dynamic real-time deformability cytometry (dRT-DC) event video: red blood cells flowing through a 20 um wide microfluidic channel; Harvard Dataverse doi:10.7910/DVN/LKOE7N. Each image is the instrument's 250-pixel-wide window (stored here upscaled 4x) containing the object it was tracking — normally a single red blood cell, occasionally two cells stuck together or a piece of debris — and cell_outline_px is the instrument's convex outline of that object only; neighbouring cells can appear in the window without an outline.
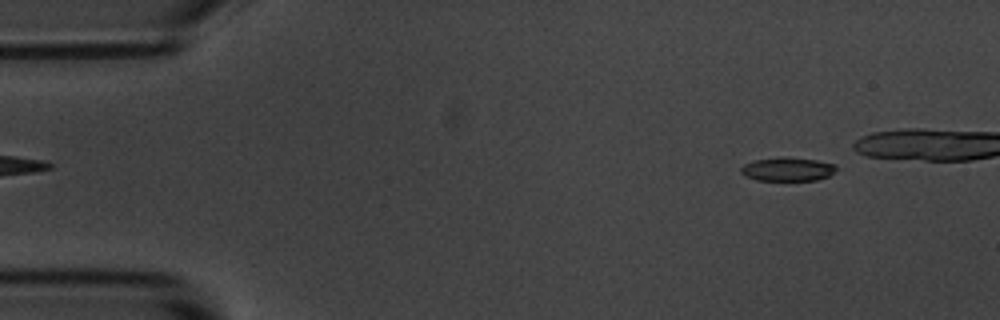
{"species": "common noctule bat (a hibernating species)", "species_latin": "Nyctalus noctula", "temperature_condition": "room temperature", "stored_images_in_passage": 43, "camera_frame_rate_fps": 3000, "um_per_image_px": 0.085, "animal": {"sex": "male", "body_mass_g": 20.1, "forearm_length_mm": 53.5}, "frame": {"image": 1, "passage_image": 5, "time_ms": 1.333, "image_size_px": [1000, 320], "cell_outline_px": [[836, 168], [828, 176], [816, 180], [756, 180], [744, 176], [740, 172], [740, 168], [744, 164], [752, 160], [780, 156], [788, 156], [816, 160], [836, 164]], "centroid_in_image_um": [66.88, 14.36], "position_along_channel_um": 18.1, "area_um2": 13.35}}
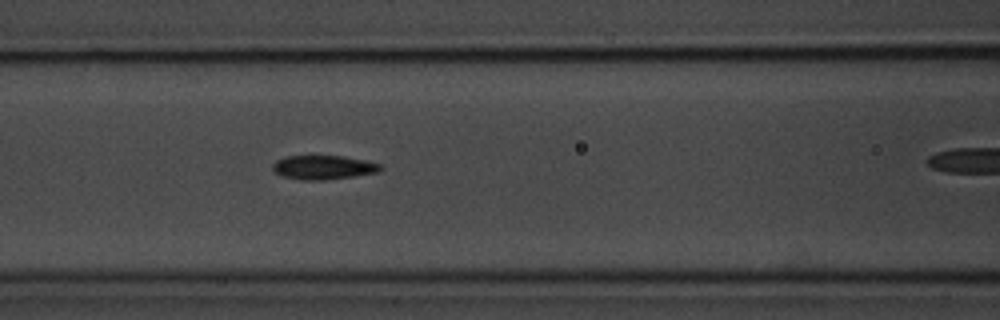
{"frame": {"image": 2, "passage_image": 22, "time_ms": 7.0, "image_size_px": [1000, 320], "cell_outline_px": [[384, 168], [380, 172], [324, 180], [300, 180], [280, 176], [272, 168], [272, 164], [276, 160], [284, 156], [344, 156], [364, 160], [380, 164]], "centroid_in_image_um": [27.47, 14.23], "position_along_channel_um": 139.1, "area_um2": 15.2}}
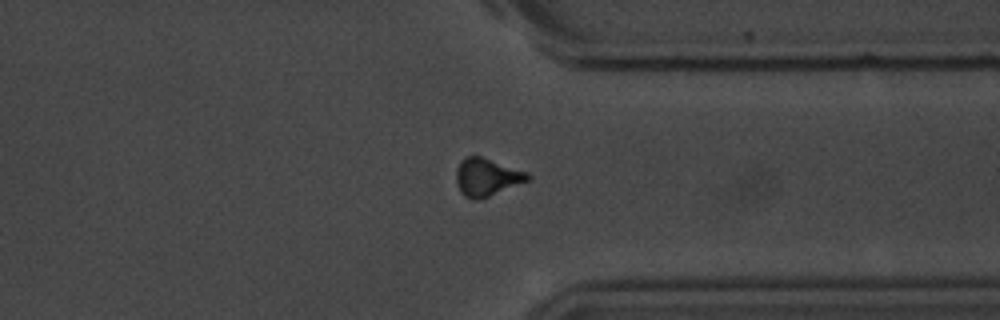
{"frame": {"image": 3, "passage_image": 41, "time_ms": 13.333, "image_size_px": [1000, 320], "cell_outline_px": [[532, 180], [480, 200], [472, 200], [464, 196], [460, 192], [456, 184], [456, 168], [460, 160], [468, 156], [480, 156], [528, 172], [532, 176]], "centroid_in_image_um": [41.39, 15.08], "position_along_channel_um": 370.0, "area_um2": 16.13}}